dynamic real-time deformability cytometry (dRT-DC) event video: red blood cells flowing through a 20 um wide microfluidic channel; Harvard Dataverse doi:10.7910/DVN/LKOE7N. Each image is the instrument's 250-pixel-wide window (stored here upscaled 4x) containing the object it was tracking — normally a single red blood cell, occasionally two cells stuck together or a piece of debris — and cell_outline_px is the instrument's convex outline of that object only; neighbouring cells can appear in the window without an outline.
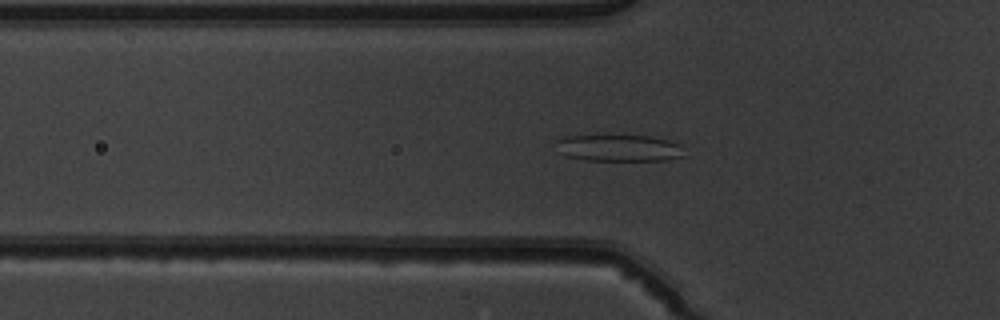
{"species": "common noctule bat (a hibernating species)", "species_latin": "Nyctalus noctula", "temperature_condition": "warm", "stored_images_in_passage": 52, "camera_frame_rate_fps": 3000, "um_per_image_px": 0.085, "animal": {"sex": "male", "body_mass_g": 19.5, "forearm_length_mm": 54.6}, "frame": {"image": 1, "passage_image": 18, "time_ms": 5.667, "image_size_px": [1000, 320], "cell_outline_px": [[688, 156], [668, 160], [588, 160], [568, 156], [560, 152], [556, 140], [564, 136], [652, 136], [668, 140], [680, 144]], "centroid_in_image_um": [52.71, 12.58], "position_along_channel_um": 73.1, "area_um2": 19.88}}
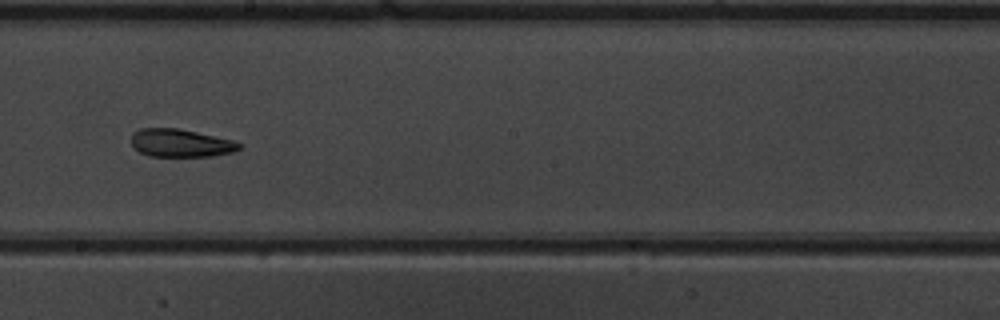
{"frame": {"image": 2, "passage_image": 30, "time_ms": 9.667, "image_size_px": [1000, 320], "cell_outline_px": [[244, 144], [240, 148], [232, 152], [212, 156], [148, 156], [132, 148], [132, 132], [140, 128], [180, 128], [232, 140]], "centroid_in_image_um": [15.33, 12.15], "position_along_channel_um": 232.9, "area_um2": 17.69}}
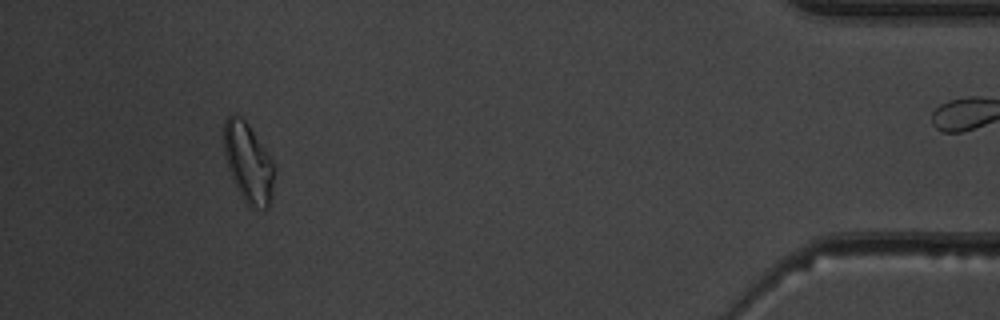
{"frame": {"image": 3, "passage_image": 48, "time_ms": 15.667, "image_size_px": [1000, 320], "cell_outline_px": [[276, 176], [268, 208], [252, 208], [240, 196], [236, 188], [228, 168], [224, 156], [224, 120], [228, 116], [240, 116], [248, 124], [272, 160], [276, 172]], "centroid_in_image_um": [21.11, 13.87], "position_along_channel_um": 414.1, "area_um2": 23.35}, "authors_computed_cell_mechanics": {"area_um2": 20.1144, "velocity_mm_per_s": 3.9965, "shape_relaxation_time_tau1_ms": null, "shape_relaxation_time_tau2_ms": 3.1384, "deformation_change_tau1": null, "deformation_change_tau2": 0.1123}}